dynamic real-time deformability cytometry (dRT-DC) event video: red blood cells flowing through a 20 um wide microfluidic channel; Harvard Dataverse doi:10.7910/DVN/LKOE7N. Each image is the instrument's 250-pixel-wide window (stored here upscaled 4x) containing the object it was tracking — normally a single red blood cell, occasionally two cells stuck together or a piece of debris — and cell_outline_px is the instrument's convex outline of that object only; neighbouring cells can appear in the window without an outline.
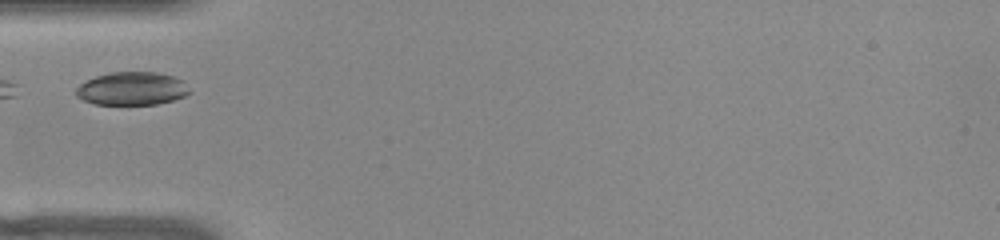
{"species": "common noctule bat (a hibernating species)", "species_latin": "Nyctalus noctula", "temperature_condition": "warm", "stored_images_in_passage": 8, "camera_frame_rate_fps": 3000, "um_per_image_px": 0.085, "animal": {"sex": "female", "body_mass_g": 22.0, "forearm_length_mm": 56.7}, "frame": {"image": 1, "passage_image": 1, "time_ms": 0.0, "image_size_px": [1000, 240], "cell_outline_px": [[192, 92], [184, 96], [172, 100], [156, 104], [92, 104], [76, 96], [76, 88], [80, 84], [96, 76], [112, 72], [156, 72], [172, 76], [184, 80]], "centroid_in_image_um": [11.24, 7.53], "position_along_channel_um": 73.8, "area_um2": 21.91}}